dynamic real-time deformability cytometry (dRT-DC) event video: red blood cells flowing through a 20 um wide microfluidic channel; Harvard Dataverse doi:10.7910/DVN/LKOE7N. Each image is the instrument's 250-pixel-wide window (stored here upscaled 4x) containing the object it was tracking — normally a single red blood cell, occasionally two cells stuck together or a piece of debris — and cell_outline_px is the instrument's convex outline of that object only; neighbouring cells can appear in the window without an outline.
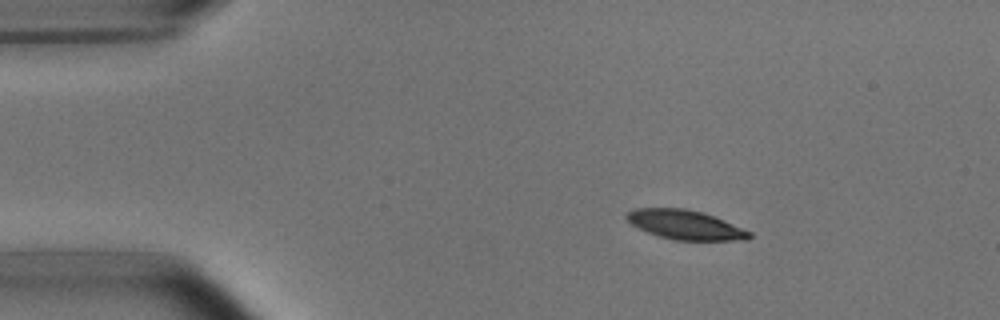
{"species": "common noctule bat (a hibernating species)", "species_latin": "Nyctalus noctula", "temperature_condition": "room temperature", "stored_images_in_passage": 4, "segment_of_instrument_passage": [1, 2], "camera_frame_rate_fps": 3000, "um_per_image_px": 0.085, "animal": {"sex": "male", "body_mass_g": 15.6}, "frame": {"image": 1, "passage_image": 1, "time_ms": 0.0, "image_size_px": [1000, 320], "cell_outline_px": [[752, 236], [748, 240], [676, 240], [660, 236], [648, 232], [632, 224], [624, 216], [632, 208], [684, 208], [704, 212], [724, 220], [752, 232]], "centroid_in_image_um": [58.27, 19.1], "position_along_channel_um": 26.7, "area_um2": 20.92}}